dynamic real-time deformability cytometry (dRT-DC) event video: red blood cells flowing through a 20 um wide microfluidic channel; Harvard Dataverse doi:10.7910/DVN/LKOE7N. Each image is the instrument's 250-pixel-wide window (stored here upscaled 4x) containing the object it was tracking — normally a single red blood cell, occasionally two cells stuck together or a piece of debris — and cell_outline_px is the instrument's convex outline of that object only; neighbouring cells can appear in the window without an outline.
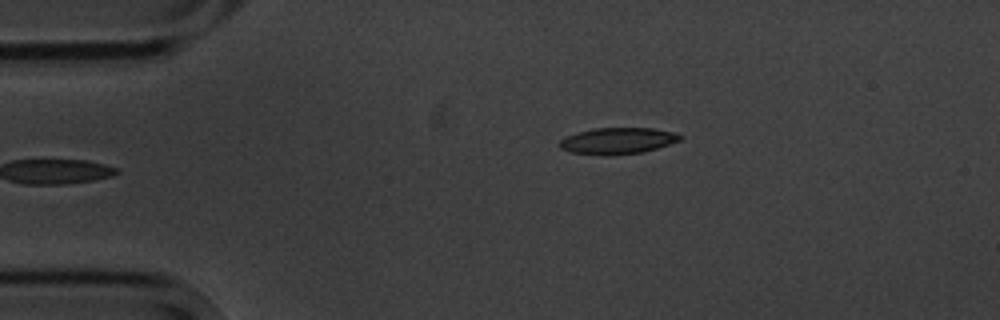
{"species": "common noctule bat (a hibernating species)", "species_latin": "Nyctalus noctula", "temperature_condition": "cold", "stored_images_in_passage": 6, "camera_frame_rate_fps": 3000, "um_per_image_px": 0.085, "animal": {"sex": "male", "body_mass_g": 20.1, "forearm_length_mm": 53.5}, "frame": {"image": 1, "passage_image": 6, "time_ms": 5.667, "image_size_px": [1000, 320], "cell_outline_px": [[684, 136], [680, 140], [644, 152], [608, 156], [604, 156], [572, 152], [560, 148], [560, 140], [564, 136], [596, 128], [652, 128], [672, 132]], "centroid_in_image_um": [52.49, 11.98], "position_along_channel_um": 32.5, "area_um2": 18.44}}